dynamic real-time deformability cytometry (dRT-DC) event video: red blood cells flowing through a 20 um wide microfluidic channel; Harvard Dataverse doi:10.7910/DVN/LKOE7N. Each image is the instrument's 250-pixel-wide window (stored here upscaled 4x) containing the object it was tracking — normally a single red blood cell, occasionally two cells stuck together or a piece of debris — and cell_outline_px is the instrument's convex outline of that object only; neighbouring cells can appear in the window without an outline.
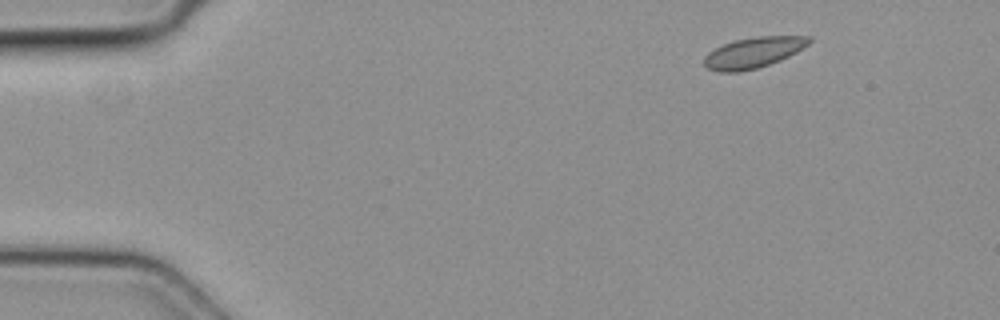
{"species": "common noctule bat (a hibernating species)", "species_latin": "Nyctalus noctula", "temperature_condition": "cold", "stored_images_in_passage": 5, "camera_frame_rate_fps": 3000, "um_per_image_px": 0.085, "animal": {"sex": "female", "body_mass_g": 19.3, "forearm_length_mm": 54.1}, "frame": {"image": 1, "passage_image": 1, "time_ms": 0.0, "image_size_px": [1000, 320], "cell_outline_px": [[812, 40], [808, 44], [796, 52], [780, 60], [756, 68], [740, 72], [720, 72], [708, 68], [704, 64], [704, 56], [708, 52], [724, 44], [736, 40], [756, 36], [812, 36]], "centroid_in_image_um": [64.04, 4.46], "position_along_channel_um": 21.0, "area_um2": 18.61}}
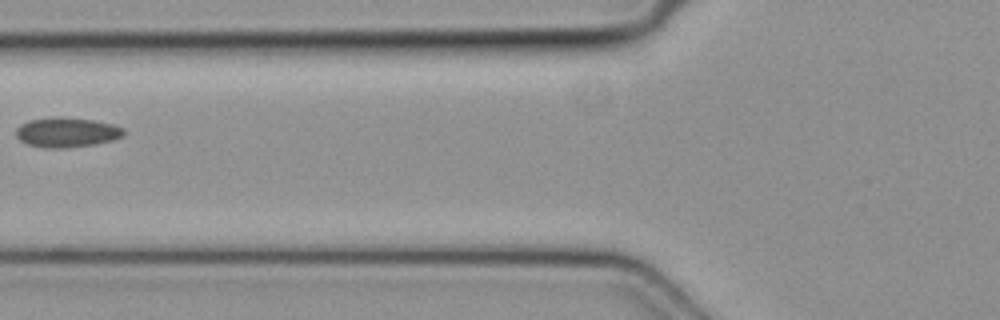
{"frame": {"image": 2, "passage_image": 5, "time_ms": 1.333, "image_size_px": [1000, 320], "cell_outline_px": [[124, 136], [112, 140], [92, 144], [68, 148], [44, 148], [28, 144], [20, 140], [16, 136], [16, 128], [20, 124], [28, 120], [52, 116], [92, 120], [112, 124], [124, 128]], "centroid_in_image_um": [5.64, 11.24], "position_along_channel_um": 120.2, "area_um2": 18.73}}